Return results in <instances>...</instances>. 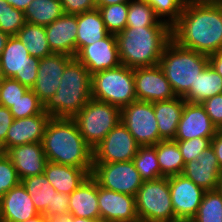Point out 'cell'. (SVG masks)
<instances>
[{
    "label": "cell",
    "instance_id": "obj_50",
    "mask_svg": "<svg viewBox=\"0 0 222 222\" xmlns=\"http://www.w3.org/2000/svg\"><path fill=\"white\" fill-rule=\"evenodd\" d=\"M131 0H95L96 7L99 9L102 6L114 5L119 3L130 2Z\"/></svg>",
    "mask_w": 222,
    "mask_h": 222
},
{
    "label": "cell",
    "instance_id": "obj_31",
    "mask_svg": "<svg viewBox=\"0 0 222 222\" xmlns=\"http://www.w3.org/2000/svg\"><path fill=\"white\" fill-rule=\"evenodd\" d=\"M21 183L32 198L36 210L39 214H44L47 207L52 206V200L56 193L44 173L26 177L21 180Z\"/></svg>",
    "mask_w": 222,
    "mask_h": 222
},
{
    "label": "cell",
    "instance_id": "obj_20",
    "mask_svg": "<svg viewBox=\"0 0 222 222\" xmlns=\"http://www.w3.org/2000/svg\"><path fill=\"white\" fill-rule=\"evenodd\" d=\"M77 28V15L65 13L45 26L47 41L52 53L75 57Z\"/></svg>",
    "mask_w": 222,
    "mask_h": 222
},
{
    "label": "cell",
    "instance_id": "obj_3",
    "mask_svg": "<svg viewBox=\"0 0 222 222\" xmlns=\"http://www.w3.org/2000/svg\"><path fill=\"white\" fill-rule=\"evenodd\" d=\"M116 39L122 65L132 69L155 66L172 40V27H125Z\"/></svg>",
    "mask_w": 222,
    "mask_h": 222
},
{
    "label": "cell",
    "instance_id": "obj_34",
    "mask_svg": "<svg viewBox=\"0 0 222 222\" xmlns=\"http://www.w3.org/2000/svg\"><path fill=\"white\" fill-rule=\"evenodd\" d=\"M132 162L143 181H154L164 177L158 164L155 145L139 146Z\"/></svg>",
    "mask_w": 222,
    "mask_h": 222
},
{
    "label": "cell",
    "instance_id": "obj_40",
    "mask_svg": "<svg viewBox=\"0 0 222 222\" xmlns=\"http://www.w3.org/2000/svg\"><path fill=\"white\" fill-rule=\"evenodd\" d=\"M20 183L21 180L12 161L4 152H0V198Z\"/></svg>",
    "mask_w": 222,
    "mask_h": 222
},
{
    "label": "cell",
    "instance_id": "obj_60",
    "mask_svg": "<svg viewBox=\"0 0 222 222\" xmlns=\"http://www.w3.org/2000/svg\"><path fill=\"white\" fill-rule=\"evenodd\" d=\"M135 222H147V221L138 220V221H135Z\"/></svg>",
    "mask_w": 222,
    "mask_h": 222
},
{
    "label": "cell",
    "instance_id": "obj_53",
    "mask_svg": "<svg viewBox=\"0 0 222 222\" xmlns=\"http://www.w3.org/2000/svg\"><path fill=\"white\" fill-rule=\"evenodd\" d=\"M70 222H102L100 219H87L82 217L70 216Z\"/></svg>",
    "mask_w": 222,
    "mask_h": 222
},
{
    "label": "cell",
    "instance_id": "obj_23",
    "mask_svg": "<svg viewBox=\"0 0 222 222\" xmlns=\"http://www.w3.org/2000/svg\"><path fill=\"white\" fill-rule=\"evenodd\" d=\"M38 214L32 198L22 183L0 198V222H24Z\"/></svg>",
    "mask_w": 222,
    "mask_h": 222
},
{
    "label": "cell",
    "instance_id": "obj_28",
    "mask_svg": "<svg viewBox=\"0 0 222 222\" xmlns=\"http://www.w3.org/2000/svg\"><path fill=\"white\" fill-rule=\"evenodd\" d=\"M222 93V76L210 65L198 74L194 85L183 96L186 102L201 104L208 98Z\"/></svg>",
    "mask_w": 222,
    "mask_h": 222
},
{
    "label": "cell",
    "instance_id": "obj_11",
    "mask_svg": "<svg viewBox=\"0 0 222 222\" xmlns=\"http://www.w3.org/2000/svg\"><path fill=\"white\" fill-rule=\"evenodd\" d=\"M121 122L140 146L156 145L159 135L153 102L135 101L121 108Z\"/></svg>",
    "mask_w": 222,
    "mask_h": 222
},
{
    "label": "cell",
    "instance_id": "obj_37",
    "mask_svg": "<svg viewBox=\"0 0 222 222\" xmlns=\"http://www.w3.org/2000/svg\"><path fill=\"white\" fill-rule=\"evenodd\" d=\"M13 118L35 116L43 112V104L32 89H29L20 99L9 108Z\"/></svg>",
    "mask_w": 222,
    "mask_h": 222
},
{
    "label": "cell",
    "instance_id": "obj_21",
    "mask_svg": "<svg viewBox=\"0 0 222 222\" xmlns=\"http://www.w3.org/2000/svg\"><path fill=\"white\" fill-rule=\"evenodd\" d=\"M50 119L51 116L45 111L35 116L14 119L6 135V151L18 145L42 142Z\"/></svg>",
    "mask_w": 222,
    "mask_h": 222
},
{
    "label": "cell",
    "instance_id": "obj_24",
    "mask_svg": "<svg viewBox=\"0 0 222 222\" xmlns=\"http://www.w3.org/2000/svg\"><path fill=\"white\" fill-rule=\"evenodd\" d=\"M69 216L100 219L98 183L91 175L69 195Z\"/></svg>",
    "mask_w": 222,
    "mask_h": 222
},
{
    "label": "cell",
    "instance_id": "obj_25",
    "mask_svg": "<svg viewBox=\"0 0 222 222\" xmlns=\"http://www.w3.org/2000/svg\"><path fill=\"white\" fill-rule=\"evenodd\" d=\"M92 169H82L47 161L44 175L59 193L70 195L91 175Z\"/></svg>",
    "mask_w": 222,
    "mask_h": 222
},
{
    "label": "cell",
    "instance_id": "obj_29",
    "mask_svg": "<svg viewBox=\"0 0 222 222\" xmlns=\"http://www.w3.org/2000/svg\"><path fill=\"white\" fill-rule=\"evenodd\" d=\"M161 174L170 177L182 174L185 163L175 140H162L155 145Z\"/></svg>",
    "mask_w": 222,
    "mask_h": 222
},
{
    "label": "cell",
    "instance_id": "obj_9",
    "mask_svg": "<svg viewBox=\"0 0 222 222\" xmlns=\"http://www.w3.org/2000/svg\"><path fill=\"white\" fill-rule=\"evenodd\" d=\"M0 61L5 78H12L32 89L40 58L30 56L28 49L16 36L8 38Z\"/></svg>",
    "mask_w": 222,
    "mask_h": 222
},
{
    "label": "cell",
    "instance_id": "obj_27",
    "mask_svg": "<svg viewBox=\"0 0 222 222\" xmlns=\"http://www.w3.org/2000/svg\"><path fill=\"white\" fill-rule=\"evenodd\" d=\"M77 25L76 54L109 34L98 8L78 14Z\"/></svg>",
    "mask_w": 222,
    "mask_h": 222
},
{
    "label": "cell",
    "instance_id": "obj_17",
    "mask_svg": "<svg viewBox=\"0 0 222 222\" xmlns=\"http://www.w3.org/2000/svg\"><path fill=\"white\" fill-rule=\"evenodd\" d=\"M98 206L102 222L138 221L135 196L105 189L98 185Z\"/></svg>",
    "mask_w": 222,
    "mask_h": 222
},
{
    "label": "cell",
    "instance_id": "obj_38",
    "mask_svg": "<svg viewBox=\"0 0 222 222\" xmlns=\"http://www.w3.org/2000/svg\"><path fill=\"white\" fill-rule=\"evenodd\" d=\"M155 14L169 25H173L182 13L186 0H145ZM164 17V18H163ZM167 18V19H166Z\"/></svg>",
    "mask_w": 222,
    "mask_h": 222
},
{
    "label": "cell",
    "instance_id": "obj_2",
    "mask_svg": "<svg viewBox=\"0 0 222 222\" xmlns=\"http://www.w3.org/2000/svg\"><path fill=\"white\" fill-rule=\"evenodd\" d=\"M42 144L47 161L82 169L93 168V149L83 139L73 118L51 117Z\"/></svg>",
    "mask_w": 222,
    "mask_h": 222
},
{
    "label": "cell",
    "instance_id": "obj_12",
    "mask_svg": "<svg viewBox=\"0 0 222 222\" xmlns=\"http://www.w3.org/2000/svg\"><path fill=\"white\" fill-rule=\"evenodd\" d=\"M139 144L120 122L93 149V163H115L131 161Z\"/></svg>",
    "mask_w": 222,
    "mask_h": 222
},
{
    "label": "cell",
    "instance_id": "obj_13",
    "mask_svg": "<svg viewBox=\"0 0 222 222\" xmlns=\"http://www.w3.org/2000/svg\"><path fill=\"white\" fill-rule=\"evenodd\" d=\"M169 190L175 218L193 219L198 212L205 190L183 174L169 177Z\"/></svg>",
    "mask_w": 222,
    "mask_h": 222
},
{
    "label": "cell",
    "instance_id": "obj_22",
    "mask_svg": "<svg viewBox=\"0 0 222 222\" xmlns=\"http://www.w3.org/2000/svg\"><path fill=\"white\" fill-rule=\"evenodd\" d=\"M5 154L12 161L20 180L44 173L47 158L42 142L18 145L9 148Z\"/></svg>",
    "mask_w": 222,
    "mask_h": 222
},
{
    "label": "cell",
    "instance_id": "obj_49",
    "mask_svg": "<svg viewBox=\"0 0 222 222\" xmlns=\"http://www.w3.org/2000/svg\"><path fill=\"white\" fill-rule=\"evenodd\" d=\"M33 0H7V2L13 6L14 8L21 10V11H25L27 9V7L29 6V4L32 2Z\"/></svg>",
    "mask_w": 222,
    "mask_h": 222
},
{
    "label": "cell",
    "instance_id": "obj_8",
    "mask_svg": "<svg viewBox=\"0 0 222 222\" xmlns=\"http://www.w3.org/2000/svg\"><path fill=\"white\" fill-rule=\"evenodd\" d=\"M139 220L147 222H175L169 190V177L144 181L135 196Z\"/></svg>",
    "mask_w": 222,
    "mask_h": 222
},
{
    "label": "cell",
    "instance_id": "obj_1",
    "mask_svg": "<svg viewBox=\"0 0 222 222\" xmlns=\"http://www.w3.org/2000/svg\"><path fill=\"white\" fill-rule=\"evenodd\" d=\"M172 40L206 55L222 49V2L186 0L172 25Z\"/></svg>",
    "mask_w": 222,
    "mask_h": 222
},
{
    "label": "cell",
    "instance_id": "obj_16",
    "mask_svg": "<svg viewBox=\"0 0 222 222\" xmlns=\"http://www.w3.org/2000/svg\"><path fill=\"white\" fill-rule=\"evenodd\" d=\"M73 58L60 53H52L40 58L37 78L32 90L43 105L56 93L64 69Z\"/></svg>",
    "mask_w": 222,
    "mask_h": 222
},
{
    "label": "cell",
    "instance_id": "obj_57",
    "mask_svg": "<svg viewBox=\"0 0 222 222\" xmlns=\"http://www.w3.org/2000/svg\"><path fill=\"white\" fill-rule=\"evenodd\" d=\"M5 77H4V74H3V70H2V65H1V61H0V80H3Z\"/></svg>",
    "mask_w": 222,
    "mask_h": 222
},
{
    "label": "cell",
    "instance_id": "obj_30",
    "mask_svg": "<svg viewBox=\"0 0 222 222\" xmlns=\"http://www.w3.org/2000/svg\"><path fill=\"white\" fill-rule=\"evenodd\" d=\"M15 36L25 45L30 56L44 58L52 54L47 41L45 26L26 22Z\"/></svg>",
    "mask_w": 222,
    "mask_h": 222
},
{
    "label": "cell",
    "instance_id": "obj_41",
    "mask_svg": "<svg viewBox=\"0 0 222 222\" xmlns=\"http://www.w3.org/2000/svg\"><path fill=\"white\" fill-rule=\"evenodd\" d=\"M29 88L12 78H4L0 89V105L10 108Z\"/></svg>",
    "mask_w": 222,
    "mask_h": 222
},
{
    "label": "cell",
    "instance_id": "obj_26",
    "mask_svg": "<svg viewBox=\"0 0 222 222\" xmlns=\"http://www.w3.org/2000/svg\"><path fill=\"white\" fill-rule=\"evenodd\" d=\"M185 103L186 100L179 96L153 102L159 135L162 140H174Z\"/></svg>",
    "mask_w": 222,
    "mask_h": 222
},
{
    "label": "cell",
    "instance_id": "obj_48",
    "mask_svg": "<svg viewBox=\"0 0 222 222\" xmlns=\"http://www.w3.org/2000/svg\"><path fill=\"white\" fill-rule=\"evenodd\" d=\"M209 65L222 76V49L216 53L208 55Z\"/></svg>",
    "mask_w": 222,
    "mask_h": 222
},
{
    "label": "cell",
    "instance_id": "obj_46",
    "mask_svg": "<svg viewBox=\"0 0 222 222\" xmlns=\"http://www.w3.org/2000/svg\"><path fill=\"white\" fill-rule=\"evenodd\" d=\"M13 120L9 108L0 105V152H6V135Z\"/></svg>",
    "mask_w": 222,
    "mask_h": 222
},
{
    "label": "cell",
    "instance_id": "obj_36",
    "mask_svg": "<svg viewBox=\"0 0 222 222\" xmlns=\"http://www.w3.org/2000/svg\"><path fill=\"white\" fill-rule=\"evenodd\" d=\"M128 9L129 2L102 6L99 8L106 29L110 34L116 35L125 29Z\"/></svg>",
    "mask_w": 222,
    "mask_h": 222
},
{
    "label": "cell",
    "instance_id": "obj_55",
    "mask_svg": "<svg viewBox=\"0 0 222 222\" xmlns=\"http://www.w3.org/2000/svg\"><path fill=\"white\" fill-rule=\"evenodd\" d=\"M4 1L5 0H0V19L2 15L4 14Z\"/></svg>",
    "mask_w": 222,
    "mask_h": 222
},
{
    "label": "cell",
    "instance_id": "obj_32",
    "mask_svg": "<svg viewBox=\"0 0 222 222\" xmlns=\"http://www.w3.org/2000/svg\"><path fill=\"white\" fill-rule=\"evenodd\" d=\"M26 22L48 26L63 14L60 0H33L24 11Z\"/></svg>",
    "mask_w": 222,
    "mask_h": 222
},
{
    "label": "cell",
    "instance_id": "obj_6",
    "mask_svg": "<svg viewBox=\"0 0 222 222\" xmlns=\"http://www.w3.org/2000/svg\"><path fill=\"white\" fill-rule=\"evenodd\" d=\"M91 96L119 108L135 102L133 69L121 64L91 75Z\"/></svg>",
    "mask_w": 222,
    "mask_h": 222
},
{
    "label": "cell",
    "instance_id": "obj_58",
    "mask_svg": "<svg viewBox=\"0 0 222 222\" xmlns=\"http://www.w3.org/2000/svg\"><path fill=\"white\" fill-rule=\"evenodd\" d=\"M192 1H210V2H222V0H192Z\"/></svg>",
    "mask_w": 222,
    "mask_h": 222
},
{
    "label": "cell",
    "instance_id": "obj_42",
    "mask_svg": "<svg viewBox=\"0 0 222 222\" xmlns=\"http://www.w3.org/2000/svg\"><path fill=\"white\" fill-rule=\"evenodd\" d=\"M211 139L212 137H197L190 140L176 141L184 163L196 160V157L211 145Z\"/></svg>",
    "mask_w": 222,
    "mask_h": 222
},
{
    "label": "cell",
    "instance_id": "obj_44",
    "mask_svg": "<svg viewBox=\"0 0 222 222\" xmlns=\"http://www.w3.org/2000/svg\"><path fill=\"white\" fill-rule=\"evenodd\" d=\"M46 217L69 216V195L56 191L52 206H48L44 213Z\"/></svg>",
    "mask_w": 222,
    "mask_h": 222
},
{
    "label": "cell",
    "instance_id": "obj_52",
    "mask_svg": "<svg viewBox=\"0 0 222 222\" xmlns=\"http://www.w3.org/2000/svg\"><path fill=\"white\" fill-rule=\"evenodd\" d=\"M46 222H70V216L46 217Z\"/></svg>",
    "mask_w": 222,
    "mask_h": 222
},
{
    "label": "cell",
    "instance_id": "obj_14",
    "mask_svg": "<svg viewBox=\"0 0 222 222\" xmlns=\"http://www.w3.org/2000/svg\"><path fill=\"white\" fill-rule=\"evenodd\" d=\"M137 101L155 102L177 97L159 65L133 69Z\"/></svg>",
    "mask_w": 222,
    "mask_h": 222
},
{
    "label": "cell",
    "instance_id": "obj_35",
    "mask_svg": "<svg viewBox=\"0 0 222 222\" xmlns=\"http://www.w3.org/2000/svg\"><path fill=\"white\" fill-rule=\"evenodd\" d=\"M195 222H222V194L218 190L205 191Z\"/></svg>",
    "mask_w": 222,
    "mask_h": 222
},
{
    "label": "cell",
    "instance_id": "obj_7",
    "mask_svg": "<svg viewBox=\"0 0 222 222\" xmlns=\"http://www.w3.org/2000/svg\"><path fill=\"white\" fill-rule=\"evenodd\" d=\"M73 119L85 142L94 149L121 122V108L91 98Z\"/></svg>",
    "mask_w": 222,
    "mask_h": 222
},
{
    "label": "cell",
    "instance_id": "obj_18",
    "mask_svg": "<svg viewBox=\"0 0 222 222\" xmlns=\"http://www.w3.org/2000/svg\"><path fill=\"white\" fill-rule=\"evenodd\" d=\"M218 131L201 104L186 102L174 140L213 137Z\"/></svg>",
    "mask_w": 222,
    "mask_h": 222
},
{
    "label": "cell",
    "instance_id": "obj_10",
    "mask_svg": "<svg viewBox=\"0 0 222 222\" xmlns=\"http://www.w3.org/2000/svg\"><path fill=\"white\" fill-rule=\"evenodd\" d=\"M91 176L99 186L131 196H136L144 182L132 160L115 163H93Z\"/></svg>",
    "mask_w": 222,
    "mask_h": 222
},
{
    "label": "cell",
    "instance_id": "obj_5",
    "mask_svg": "<svg viewBox=\"0 0 222 222\" xmlns=\"http://www.w3.org/2000/svg\"><path fill=\"white\" fill-rule=\"evenodd\" d=\"M176 96L183 97L208 65V55L186 49L171 40L158 64Z\"/></svg>",
    "mask_w": 222,
    "mask_h": 222
},
{
    "label": "cell",
    "instance_id": "obj_15",
    "mask_svg": "<svg viewBox=\"0 0 222 222\" xmlns=\"http://www.w3.org/2000/svg\"><path fill=\"white\" fill-rule=\"evenodd\" d=\"M75 58L81 62L90 75L121 65L115 34H108L104 39L84 46Z\"/></svg>",
    "mask_w": 222,
    "mask_h": 222
},
{
    "label": "cell",
    "instance_id": "obj_54",
    "mask_svg": "<svg viewBox=\"0 0 222 222\" xmlns=\"http://www.w3.org/2000/svg\"><path fill=\"white\" fill-rule=\"evenodd\" d=\"M24 222H46V216L44 214H38L31 219L25 220Z\"/></svg>",
    "mask_w": 222,
    "mask_h": 222
},
{
    "label": "cell",
    "instance_id": "obj_59",
    "mask_svg": "<svg viewBox=\"0 0 222 222\" xmlns=\"http://www.w3.org/2000/svg\"><path fill=\"white\" fill-rule=\"evenodd\" d=\"M175 222H195L193 219L190 220H176Z\"/></svg>",
    "mask_w": 222,
    "mask_h": 222
},
{
    "label": "cell",
    "instance_id": "obj_19",
    "mask_svg": "<svg viewBox=\"0 0 222 222\" xmlns=\"http://www.w3.org/2000/svg\"><path fill=\"white\" fill-rule=\"evenodd\" d=\"M222 170L210 145L196 157L185 164L182 174L205 191L217 190Z\"/></svg>",
    "mask_w": 222,
    "mask_h": 222
},
{
    "label": "cell",
    "instance_id": "obj_43",
    "mask_svg": "<svg viewBox=\"0 0 222 222\" xmlns=\"http://www.w3.org/2000/svg\"><path fill=\"white\" fill-rule=\"evenodd\" d=\"M212 123L218 130L222 129V93L206 99L201 103Z\"/></svg>",
    "mask_w": 222,
    "mask_h": 222
},
{
    "label": "cell",
    "instance_id": "obj_39",
    "mask_svg": "<svg viewBox=\"0 0 222 222\" xmlns=\"http://www.w3.org/2000/svg\"><path fill=\"white\" fill-rule=\"evenodd\" d=\"M26 23L25 14L4 1V14L0 19V29L9 36H15Z\"/></svg>",
    "mask_w": 222,
    "mask_h": 222
},
{
    "label": "cell",
    "instance_id": "obj_56",
    "mask_svg": "<svg viewBox=\"0 0 222 222\" xmlns=\"http://www.w3.org/2000/svg\"><path fill=\"white\" fill-rule=\"evenodd\" d=\"M217 190L222 194V173L221 176L219 177Z\"/></svg>",
    "mask_w": 222,
    "mask_h": 222
},
{
    "label": "cell",
    "instance_id": "obj_4",
    "mask_svg": "<svg viewBox=\"0 0 222 222\" xmlns=\"http://www.w3.org/2000/svg\"><path fill=\"white\" fill-rule=\"evenodd\" d=\"M59 88L43 105L54 118H73L92 98L89 70L75 57L66 65Z\"/></svg>",
    "mask_w": 222,
    "mask_h": 222
},
{
    "label": "cell",
    "instance_id": "obj_47",
    "mask_svg": "<svg viewBox=\"0 0 222 222\" xmlns=\"http://www.w3.org/2000/svg\"><path fill=\"white\" fill-rule=\"evenodd\" d=\"M211 146L222 170V131L219 130L211 139Z\"/></svg>",
    "mask_w": 222,
    "mask_h": 222
},
{
    "label": "cell",
    "instance_id": "obj_33",
    "mask_svg": "<svg viewBox=\"0 0 222 222\" xmlns=\"http://www.w3.org/2000/svg\"><path fill=\"white\" fill-rule=\"evenodd\" d=\"M126 27H172L162 21L151 5L145 0H131L127 14Z\"/></svg>",
    "mask_w": 222,
    "mask_h": 222
},
{
    "label": "cell",
    "instance_id": "obj_51",
    "mask_svg": "<svg viewBox=\"0 0 222 222\" xmlns=\"http://www.w3.org/2000/svg\"><path fill=\"white\" fill-rule=\"evenodd\" d=\"M10 36L0 29V57Z\"/></svg>",
    "mask_w": 222,
    "mask_h": 222
},
{
    "label": "cell",
    "instance_id": "obj_45",
    "mask_svg": "<svg viewBox=\"0 0 222 222\" xmlns=\"http://www.w3.org/2000/svg\"><path fill=\"white\" fill-rule=\"evenodd\" d=\"M65 14L78 15L96 9L95 0H60Z\"/></svg>",
    "mask_w": 222,
    "mask_h": 222
}]
</instances>
